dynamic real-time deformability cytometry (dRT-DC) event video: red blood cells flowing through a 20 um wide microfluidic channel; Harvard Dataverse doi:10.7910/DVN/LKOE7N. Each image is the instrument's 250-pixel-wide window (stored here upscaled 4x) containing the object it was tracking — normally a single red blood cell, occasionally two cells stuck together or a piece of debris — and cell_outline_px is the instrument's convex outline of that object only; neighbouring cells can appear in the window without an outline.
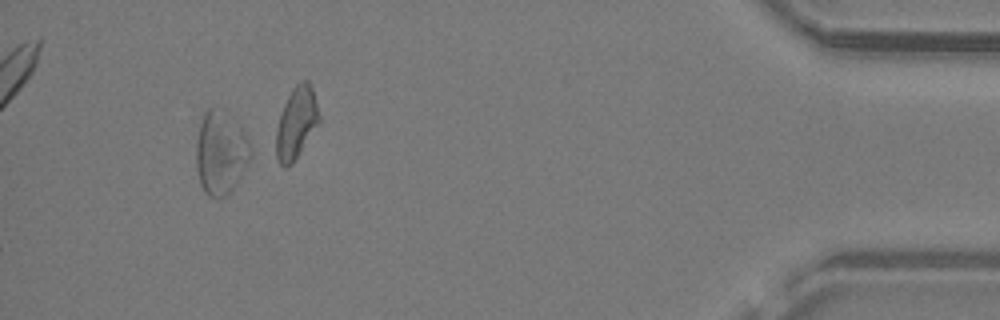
{"species": "common noctule bat (a hibernating species)", "species_latin": "Nyctalus noctula", "temperature_condition": "warm", "stored_images_in_passage": 24, "camera_frame_rate_fps": 3000, "um_per_image_px": 0.085, "animal": {"sex": "male", "body_mass_g": 19.2, "forearm_length_mm": 51.8}, "frame": {"image": 1, "passage_image": 24, "time_ms": 7.667, "image_size_px": [1000, 320], "cell_outline_px": [[252, 156], [240, 176], [232, 188], [224, 196], [208, 196], [204, 192], [200, 184], [196, 168], [196, 144], [200, 124], [204, 112], [208, 108], [212, 108], [240, 128], [244, 132], [252, 148]], "centroid_in_image_um": [18.73, 13.05], "position_along_channel_um": 416.5, "area_um2": 25.49}}